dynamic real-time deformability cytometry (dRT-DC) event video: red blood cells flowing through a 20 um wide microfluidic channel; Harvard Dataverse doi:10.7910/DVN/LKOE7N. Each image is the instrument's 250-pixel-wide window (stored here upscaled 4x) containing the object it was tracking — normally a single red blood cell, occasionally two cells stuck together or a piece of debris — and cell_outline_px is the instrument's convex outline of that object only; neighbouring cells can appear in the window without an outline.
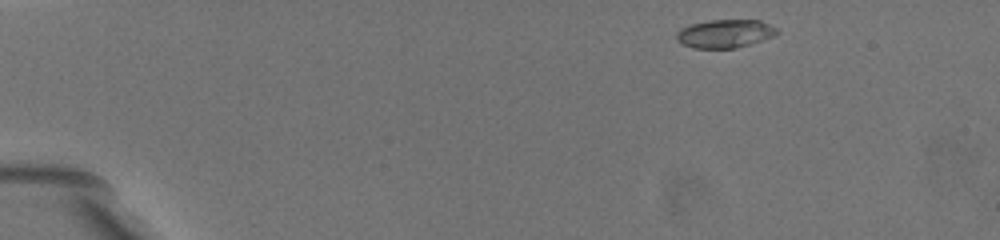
{"species": "common noctule bat (a hibernating species)", "species_latin": "Nyctalus noctula", "temperature_condition": "warm", "stored_images_in_passage": 16, "camera_frame_rate_fps": 3000, "um_per_image_px": 0.085, "animal": {"sex": "female", "body_mass_g": 19.5, "forearm_length_mm": 54.1}, "frame": {"image": 1, "passage_image": 1, "time_ms": 0.0, "image_size_px": [1000, 240], "cell_outline_px": [[780, 32], [776, 36], [736, 48], [692, 48], [680, 44], [676, 40], [676, 32], [680, 28], [692, 24], [712, 20], [760, 20], [776, 28]], "centroid_in_image_um": [61.61, 2.87], "position_along_channel_um": 23.4, "area_um2": 16.7}}
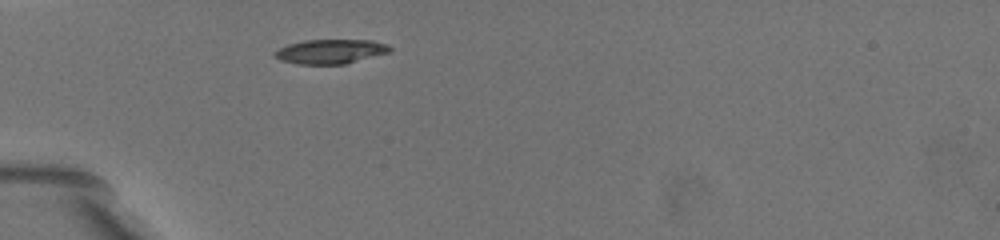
{"frame": {"image": 2, "passage_image": 15, "time_ms": 3.667, "image_size_px": [1000, 240], "cell_outline_px": [[392, 52], [344, 64], [296, 64], [280, 60], [272, 52], [288, 44], [304, 40], [372, 40], [388, 44], [392, 48]], "centroid_in_image_um": [28.13, 4.37], "position_along_channel_um": 56.9, "area_um2": 16.47}}